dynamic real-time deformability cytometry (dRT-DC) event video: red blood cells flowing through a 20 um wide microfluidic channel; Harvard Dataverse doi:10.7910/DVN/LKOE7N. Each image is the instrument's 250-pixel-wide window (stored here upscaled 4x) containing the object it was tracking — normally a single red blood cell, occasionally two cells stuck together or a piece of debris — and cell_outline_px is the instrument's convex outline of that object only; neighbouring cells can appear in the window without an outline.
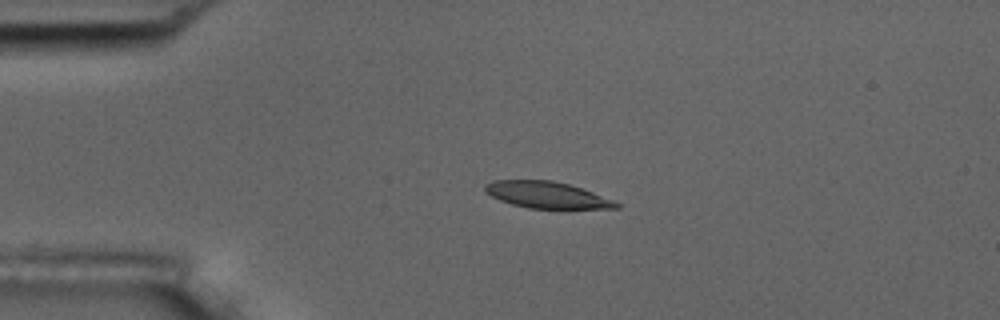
{"species": "common noctule bat (a hibernating species)", "species_latin": "Nyctalus noctula", "temperature_condition": "room temperature", "stored_images_in_passage": 5, "camera_frame_rate_fps": 3000, "um_per_image_px": 0.085, "animal": {"sex": "male", "body_mass_g": 17.5, "forearm_length_mm": 52.3}, "frame": {"image": 1, "passage_image": 4, "time_ms": 3.667, "image_size_px": [1000, 320], "cell_outline_px": [[620, 208], [528, 208], [512, 204], [500, 200], [484, 192], [484, 184], [492, 180], [552, 180], [568, 184], [592, 192], [612, 200], [620, 204]], "centroid_in_image_um": [46.42, 16.56], "position_along_channel_um": 38.6, "area_um2": 20.06}}